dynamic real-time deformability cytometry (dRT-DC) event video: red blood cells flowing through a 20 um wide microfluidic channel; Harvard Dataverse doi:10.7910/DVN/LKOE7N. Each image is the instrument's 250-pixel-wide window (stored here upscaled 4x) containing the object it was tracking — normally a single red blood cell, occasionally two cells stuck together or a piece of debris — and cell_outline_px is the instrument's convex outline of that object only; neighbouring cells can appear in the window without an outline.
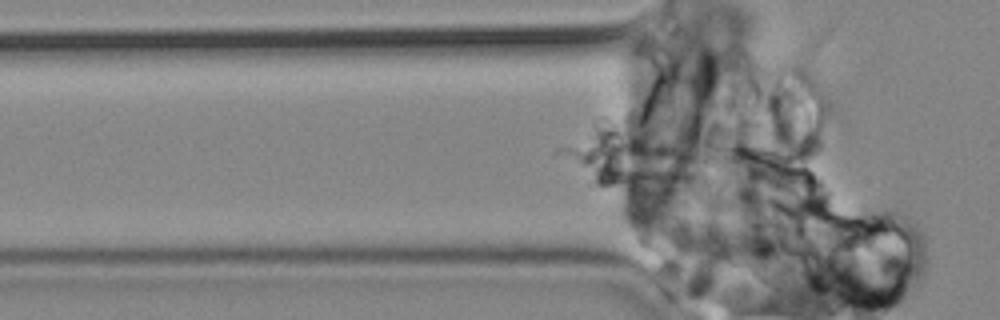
{"species": "common noctule bat (a hibernating species)", "species_latin": "Nyctalus noctula", "temperature_condition": "cold", "stored_images_in_passage": 57, "segment_of_instrument_passage": [1, 2], "camera_frame_rate_fps": 3000, "um_per_image_px": 0.085, "animal": {"sex": "male", "body_mass_g": 19.2, "forearm_length_mm": 51.8}, "frame": {"image": 1, "passage_image": 14, "time_ms": 4.333, "image_size_px": [1000, 320], "cell_outline_px": [[700, 160], [696, 176], [692, 180], [672, 188], [600, 184], [596, 180], [592, 172], [588, 156], [588, 152], [592, 148], [620, 140], [660, 140], [700, 156]], "centroid_in_image_um": [54.65, 13.94], "position_along_channel_um": 71.2, "area_um2": 31.73}}